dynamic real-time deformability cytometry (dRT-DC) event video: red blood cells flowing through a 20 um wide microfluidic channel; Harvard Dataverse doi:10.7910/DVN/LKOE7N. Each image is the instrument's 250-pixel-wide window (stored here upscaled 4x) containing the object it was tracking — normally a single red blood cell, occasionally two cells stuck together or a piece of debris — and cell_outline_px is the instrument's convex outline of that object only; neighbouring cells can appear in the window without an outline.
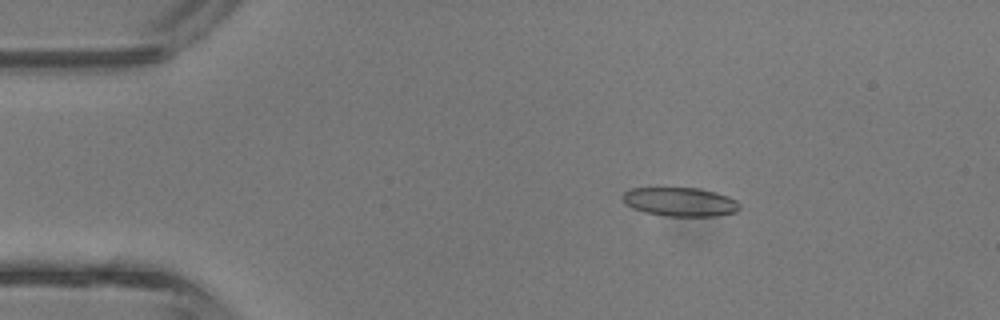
{"species": "common noctule bat (a hibernating species)", "species_latin": "Nyctalus noctula", "temperature_condition": "room temperature", "stored_images_in_passage": 43, "camera_frame_rate_fps": 3000, "um_per_image_px": 0.085, "animal": {"sex": "male", "body_mass_g": 13.3}, "frame": {"image": 1, "passage_image": 8, "time_ms": 2.333, "image_size_px": [1000, 320], "cell_outline_px": [[740, 208], [736, 212], [716, 216], [668, 216], [644, 212], [632, 208], [624, 204], [620, 196], [624, 192], [632, 188], [700, 188], [716, 192], [728, 196], [736, 200], [740, 204]], "centroid_in_image_um": [57.79, 17.15], "position_along_channel_um": 27.2, "area_um2": 19.88}}
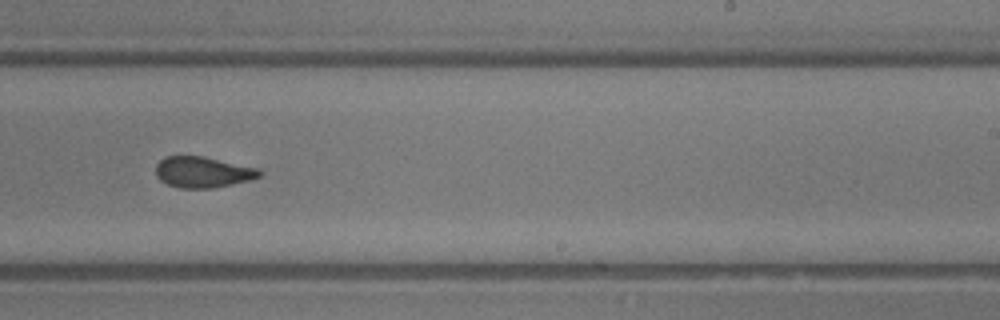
{"frame": {"image": 2, "passage_image": 27, "time_ms": 8.667, "image_size_px": [1000, 320], "cell_outline_px": [[264, 172], [260, 176], [248, 180], [216, 188], [180, 188], [168, 184], [160, 180], [156, 176], [156, 164], [164, 156], [204, 156], [256, 168]], "centroid_in_image_um": [17.21, 14.63], "position_along_channel_um": 271.8, "area_um2": 18.67}}
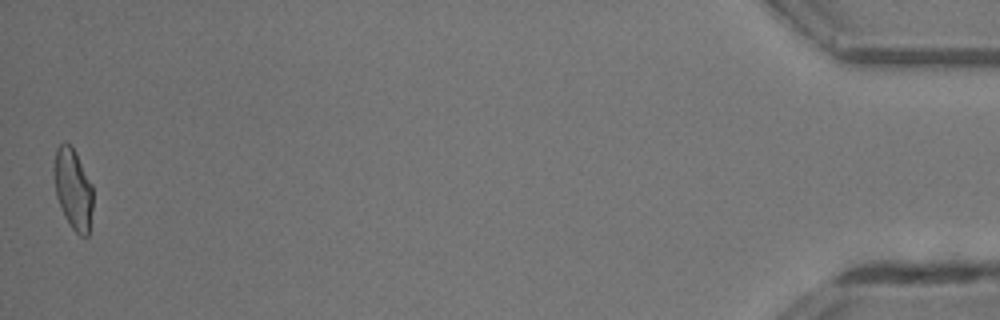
{"frame": {"image": 3, "passage_image": 43, "time_ms": 14.0, "image_size_px": [1000, 320], "cell_outline_px": [[92, 208], [88, 236], [80, 236], [72, 228], [64, 216], [56, 196], [52, 172], [52, 168], [56, 148], [64, 140], [76, 152], [92, 184]], "centroid_in_image_um": [6.18, 16.03], "position_along_channel_um": 429.0, "area_um2": 18.55}, "authors_computed_cell_mechanics": {"area_um2": 19.4208, "velocity_mm_per_s": 4.8161, "shape_relaxation_time_tau1_ms": 7.5746, "shape_relaxation_time_tau2_ms": 1.3102, "deformation_change_tau1": 0.1799, "deformation_change_tau2": 0.0828}}